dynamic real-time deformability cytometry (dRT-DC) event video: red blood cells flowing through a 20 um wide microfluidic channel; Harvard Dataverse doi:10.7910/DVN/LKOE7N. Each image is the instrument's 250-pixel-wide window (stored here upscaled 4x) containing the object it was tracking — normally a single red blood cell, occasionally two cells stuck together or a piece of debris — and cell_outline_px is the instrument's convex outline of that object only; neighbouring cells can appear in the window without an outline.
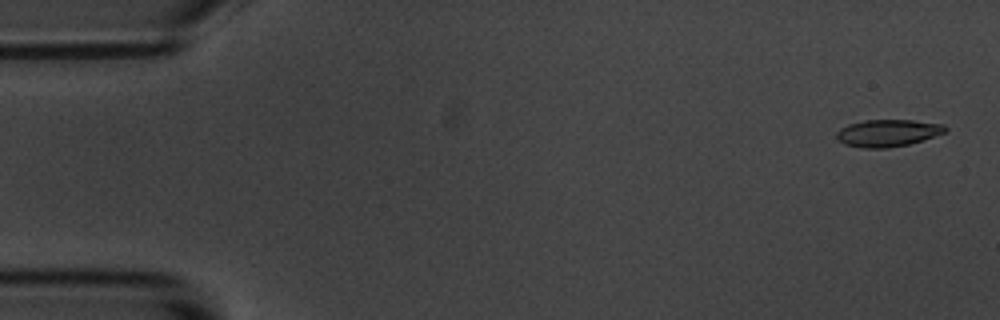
{"species": "common noctule bat (a hibernating species)", "species_latin": "Nyctalus noctula", "temperature_condition": "room temperature", "stored_images_in_passage": 4, "camera_frame_rate_fps": 3000, "um_per_image_px": 0.085, "animal": {"sex": "male", "body_mass_g": 20.1, "forearm_length_mm": 53.5}, "frame": {"image": 1, "passage_image": 1, "time_ms": 0.0, "image_size_px": [1000, 320], "cell_outline_px": [[948, 128], [944, 132], [908, 144], [888, 148], [860, 148], [844, 144], [836, 136], [836, 132], [840, 128], [848, 124], [864, 120], [912, 120], [944, 124]], "centroid_in_image_um": [75.41, 11.3], "position_along_channel_um": 9.6, "area_um2": 17.05}}
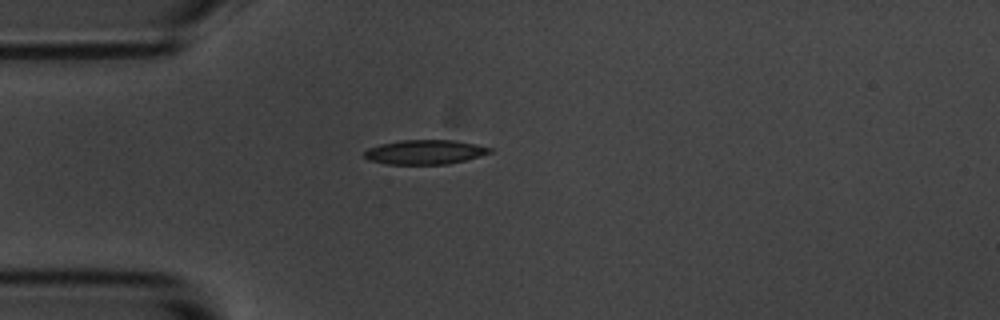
{"frame": {"image": 2, "passage_image": 4, "time_ms": 4.333, "image_size_px": [1000, 320], "cell_outline_px": [[492, 152], [480, 156], [448, 164], [384, 164], [368, 160], [364, 156], [364, 152], [368, 148], [380, 144], [400, 140], [456, 140], [476, 144], [492, 148]], "centroid_in_image_um": [36.1, 12.92], "position_along_channel_um": 48.9, "area_um2": 17.92}}